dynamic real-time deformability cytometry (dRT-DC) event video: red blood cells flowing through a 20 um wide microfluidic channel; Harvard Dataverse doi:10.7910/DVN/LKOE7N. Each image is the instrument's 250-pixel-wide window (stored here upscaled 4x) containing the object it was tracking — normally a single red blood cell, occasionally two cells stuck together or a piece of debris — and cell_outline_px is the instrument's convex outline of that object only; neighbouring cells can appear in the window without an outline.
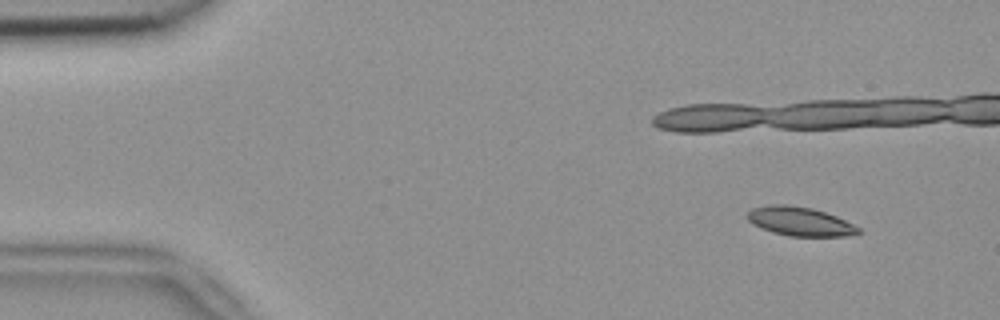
{"species": "common noctule bat (a hibernating species)", "species_latin": "Nyctalus noctula", "temperature_condition": "room temperature", "stored_images_in_passage": 10, "camera_frame_rate_fps": 3000, "um_per_image_px": 0.085, "animal": {"sex": "female", "body_mass_g": 18.4}, "frame": {"image": 1, "passage_image": 2, "time_ms": 0.333, "image_size_px": [1000, 320], "cell_outline_px": [[860, 232], [844, 236], [788, 236], [772, 232], [752, 224], [744, 216], [752, 208], [772, 204], [788, 204], [812, 208], [836, 216], [860, 228]], "centroid_in_image_um": [67.93, 18.81], "position_along_channel_um": 17.1, "area_um2": 18.67}}
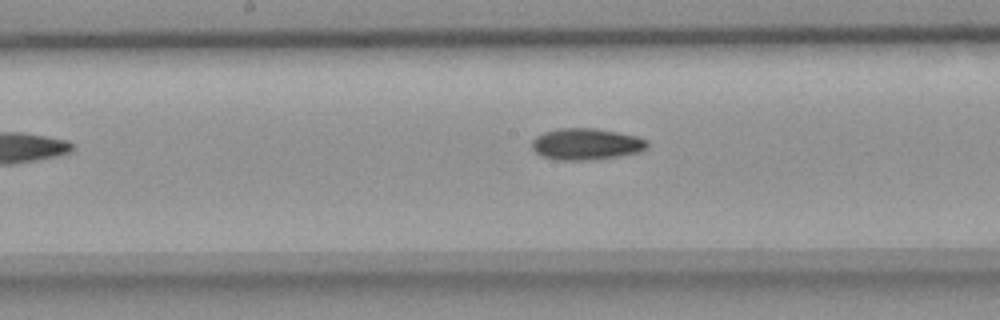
{"frame": {"image": 2, "passage_image": 9, "time_ms": 2.667, "image_size_px": [1000, 320], "cell_outline_px": [[648, 148], [640, 152], [592, 160], [560, 160], [540, 156], [532, 148], [532, 140], [536, 136], [544, 132], [556, 128], [592, 128], [616, 132], [636, 136], [648, 140]], "centroid_in_image_um": [49.82, 12.25], "position_along_channel_um": 198.4, "area_um2": 21.21}}
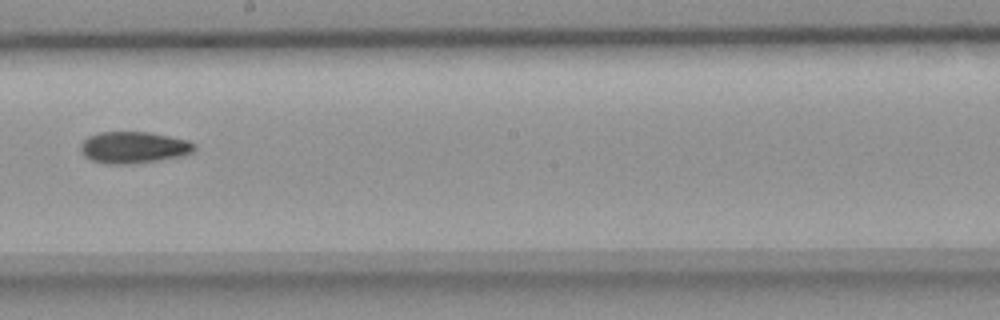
{"frame": {"image": 3, "passage_image": 10, "time_ms": 3.0, "image_size_px": [1000, 320], "cell_outline_px": [[196, 148], [192, 152], [176, 156], [156, 160], [128, 164], [104, 164], [92, 160], [84, 156], [80, 152], [80, 144], [88, 136], [100, 132], [148, 132], [188, 140], [196, 144]], "centroid_in_image_um": [11.3, 12.52], "position_along_channel_um": 236.9, "area_um2": 20.81}}